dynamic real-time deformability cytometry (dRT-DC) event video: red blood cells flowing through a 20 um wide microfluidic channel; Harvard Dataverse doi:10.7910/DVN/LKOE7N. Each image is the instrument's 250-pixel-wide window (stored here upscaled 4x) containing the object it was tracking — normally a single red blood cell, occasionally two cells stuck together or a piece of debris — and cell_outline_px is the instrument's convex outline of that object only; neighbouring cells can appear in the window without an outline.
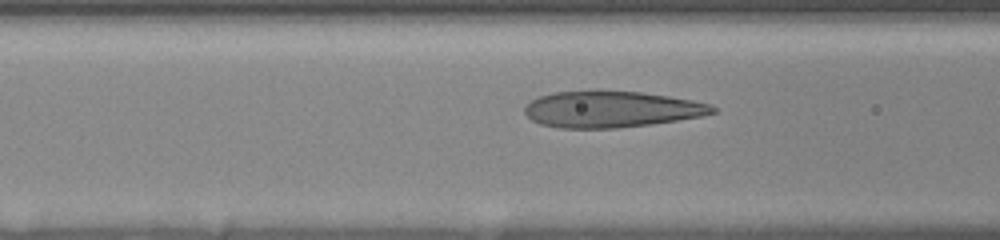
{"species": "human", "species_latin": "Homo sapiens", "temperature_condition": "room temperature", "stored_images_in_passage": 7, "camera_frame_rate_fps": 3000, "um_per_image_px": 0.085, "donor": {"sex": "female"}, "frame": {"image": 1, "passage_image": 5, "time_ms": 1.333, "image_size_px": [1000, 240], "cell_outline_px": [[716, 112], [704, 116], [652, 124], [616, 128], [560, 128], [540, 124], [532, 120], [524, 112], [524, 108], [532, 100], [540, 96], [552, 92], [592, 88], [600, 88], [640, 92], [668, 96], [692, 100], [708, 104], [716, 108]], "centroid_in_image_um": [51.93, 9.25], "position_along_channel_um": 114.7, "area_um2": 40.63}}